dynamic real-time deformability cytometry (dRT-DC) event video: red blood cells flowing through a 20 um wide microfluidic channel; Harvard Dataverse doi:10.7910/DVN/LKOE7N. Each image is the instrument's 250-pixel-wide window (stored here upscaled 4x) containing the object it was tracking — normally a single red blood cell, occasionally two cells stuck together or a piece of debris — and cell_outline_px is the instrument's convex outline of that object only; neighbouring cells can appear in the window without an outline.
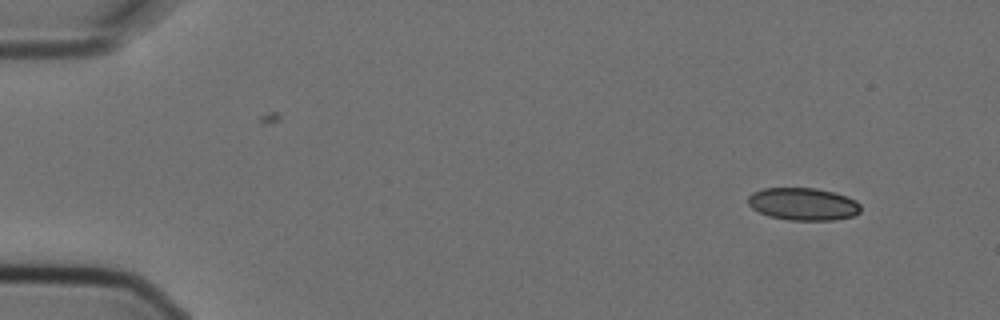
{"species": "Egyptian fruit bat (a non-hibernating species)", "species_latin": "Rousettus aegyptiacus", "temperature_condition": "cold", "stored_images_in_passage": 2, "camera_frame_rate_fps": 3000, "um_per_image_px": 0.085, "animal": {"sex": "female"}, "frame": {"image": 1, "passage_image": 2, "time_ms": 0.333, "image_size_px": [1000, 320], "cell_outline_px": [[860, 212], [852, 216], [836, 220], [788, 220], [768, 216], [752, 208], [748, 204], [748, 196], [752, 192], [764, 188], [816, 188], [836, 192], [848, 196], [856, 200], [860, 204]], "centroid_in_image_um": [68.28, 17.34], "position_along_channel_um": 16.7, "area_um2": 21.56}}